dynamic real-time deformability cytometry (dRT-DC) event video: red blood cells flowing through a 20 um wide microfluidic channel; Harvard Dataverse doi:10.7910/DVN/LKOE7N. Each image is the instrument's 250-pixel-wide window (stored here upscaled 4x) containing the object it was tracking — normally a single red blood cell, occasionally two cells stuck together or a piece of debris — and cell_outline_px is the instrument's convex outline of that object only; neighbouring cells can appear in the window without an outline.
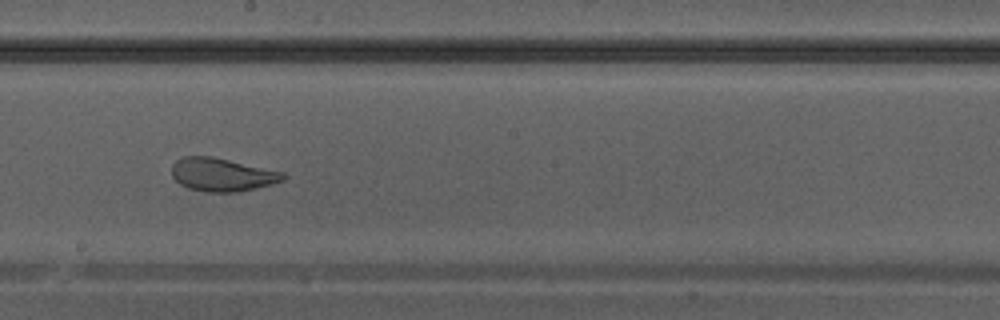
{"species": "Egyptian fruit bat (a non-hibernating species)", "species_latin": "Rousettus aegyptiacus", "temperature_condition": "warm", "stored_images_in_passage": 30, "camera_frame_rate_fps": 3000, "um_per_image_px": 0.085, "animal": {"sex": "male"}, "frame": {"image": 1, "passage_image": 13, "time_ms": 4.0, "image_size_px": [1000, 320], "cell_outline_px": [[288, 176], [284, 180], [272, 184], [240, 192], [204, 192], [188, 188], [180, 184], [172, 176], [172, 164], [176, 160], [184, 156], [212, 156], [284, 172]], "centroid_in_image_um": [18.89, 14.85], "position_along_channel_um": 229.3, "area_um2": 21.73}}